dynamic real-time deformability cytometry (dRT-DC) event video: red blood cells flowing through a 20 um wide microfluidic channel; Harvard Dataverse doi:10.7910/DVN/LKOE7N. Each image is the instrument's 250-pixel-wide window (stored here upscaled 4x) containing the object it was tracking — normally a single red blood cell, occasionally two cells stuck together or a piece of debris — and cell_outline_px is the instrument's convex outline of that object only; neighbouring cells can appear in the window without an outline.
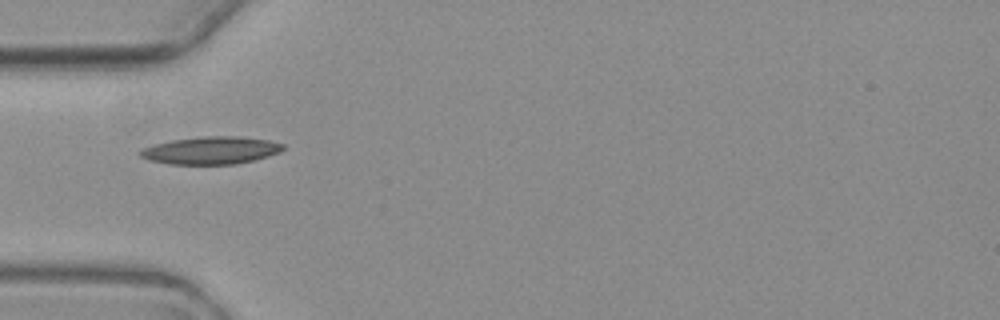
{"species": "common noctule bat (a hibernating species)", "species_latin": "Nyctalus noctula", "temperature_condition": "warm", "stored_images_in_passage": 5, "camera_frame_rate_fps": 3000, "um_per_image_px": 0.085, "animal": {"sex": "female", "body_mass_g": 19.3, "forearm_length_mm": 54.1}, "frame": {"image": 1, "passage_image": 4, "time_ms": 4.0, "image_size_px": [1000, 320], "cell_outline_px": [[284, 148], [280, 152], [268, 156], [252, 160], [232, 164], [172, 164], [152, 160], [140, 156], [136, 152], [140, 148], [172, 140], [204, 136], [240, 136], [268, 140], [284, 144]], "centroid_in_image_um": [17.92, 12.77], "position_along_channel_um": 67.1, "area_um2": 22.77}}
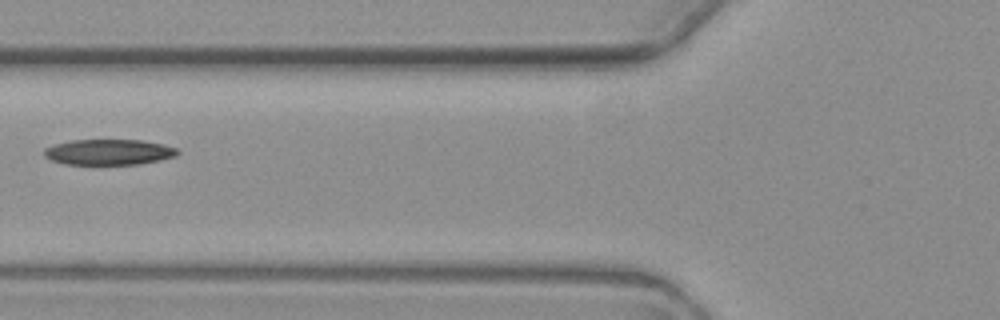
{"frame": {"image": 2, "passage_image": 5, "time_ms": 5.333, "image_size_px": [1000, 320], "cell_outline_px": [[180, 152], [176, 156], [140, 164], [64, 164], [52, 160], [44, 156], [44, 148], [56, 144], [72, 140], [140, 140], [164, 144], [176, 148]], "centroid_in_image_um": [9.26, 12.92], "position_along_channel_um": 116.5, "area_um2": 19.83}}